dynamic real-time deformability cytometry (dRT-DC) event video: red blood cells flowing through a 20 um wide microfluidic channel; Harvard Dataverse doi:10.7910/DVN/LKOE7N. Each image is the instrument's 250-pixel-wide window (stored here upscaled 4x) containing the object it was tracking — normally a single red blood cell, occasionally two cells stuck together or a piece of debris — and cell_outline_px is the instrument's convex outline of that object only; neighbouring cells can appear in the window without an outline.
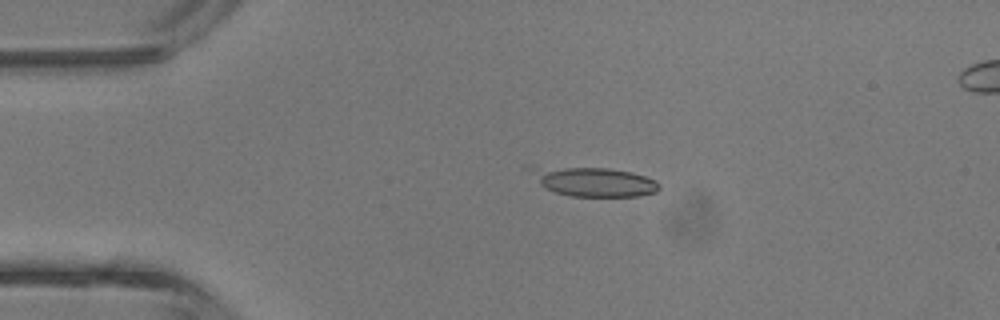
{"species": "common noctule bat (a hibernating species)", "species_latin": "Nyctalus noctula", "temperature_condition": "room temperature", "stored_images_in_passage": 5, "camera_frame_rate_fps": 3000, "um_per_image_px": 0.085, "animal": {"sex": "male", "body_mass_g": 13.3}, "frame": {"image": 1, "passage_image": 3, "time_ms": 2.333, "image_size_px": [1000, 320], "cell_outline_px": [[660, 188], [656, 192], [640, 196], [572, 196], [556, 192], [540, 184], [524, 168], [528, 164], [608, 168], [632, 172], [656, 180], [660, 184]], "centroid_in_image_um": [50.34, 15.39], "position_along_channel_um": 34.7, "area_um2": 22.72}}